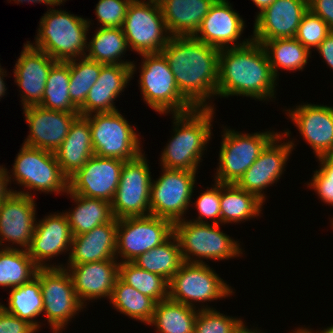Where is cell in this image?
<instances>
[{
	"mask_svg": "<svg viewBox=\"0 0 333 333\" xmlns=\"http://www.w3.org/2000/svg\"><path fill=\"white\" fill-rule=\"evenodd\" d=\"M219 52L193 36H171L161 51L180 93L195 108H214L209 101L217 94Z\"/></svg>",
	"mask_w": 333,
	"mask_h": 333,
	"instance_id": "obj_1",
	"label": "cell"
},
{
	"mask_svg": "<svg viewBox=\"0 0 333 333\" xmlns=\"http://www.w3.org/2000/svg\"><path fill=\"white\" fill-rule=\"evenodd\" d=\"M268 55L261 43L221 49L219 52L218 97L243 96L259 101L273 98L277 86Z\"/></svg>",
	"mask_w": 333,
	"mask_h": 333,
	"instance_id": "obj_2",
	"label": "cell"
},
{
	"mask_svg": "<svg viewBox=\"0 0 333 333\" xmlns=\"http://www.w3.org/2000/svg\"><path fill=\"white\" fill-rule=\"evenodd\" d=\"M214 108H194L173 114V132L161 151L160 166L165 169L197 171L207 143L212 140Z\"/></svg>",
	"mask_w": 333,
	"mask_h": 333,
	"instance_id": "obj_3",
	"label": "cell"
},
{
	"mask_svg": "<svg viewBox=\"0 0 333 333\" xmlns=\"http://www.w3.org/2000/svg\"><path fill=\"white\" fill-rule=\"evenodd\" d=\"M91 24L88 18L50 7L40 19L35 43L26 42L56 61L67 62L85 57Z\"/></svg>",
	"mask_w": 333,
	"mask_h": 333,
	"instance_id": "obj_4",
	"label": "cell"
},
{
	"mask_svg": "<svg viewBox=\"0 0 333 333\" xmlns=\"http://www.w3.org/2000/svg\"><path fill=\"white\" fill-rule=\"evenodd\" d=\"M221 224L197 223L186 218L174 223L183 262L206 263V260H228L243 254L239 241L220 229Z\"/></svg>",
	"mask_w": 333,
	"mask_h": 333,
	"instance_id": "obj_5",
	"label": "cell"
},
{
	"mask_svg": "<svg viewBox=\"0 0 333 333\" xmlns=\"http://www.w3.org/2000/svg\"><path fill=\"white\" fill-rule=\"evenodd\" d=\"M11 180L29 190H15L14 193L29 197H34L32 190L46 194L68 192V178L62 172L55 153L23 144L16 155L13 168L10 172L8 170L9 184Z\"/></svg>",
	"mask_w": 333,
	"mask_h": 333,
	"instance_id": "obj_6",
	"label": "cell"
},
{
	"mask_svg": "<svg viewBox=\"0 0 333 333\" xmlns=\"http://www.w3.org/2000/svg\"><path fill=\"white\" fill-rule=\"evenodd\" d=\"M139 86L143 100L159 114H181L195 107L180 93L162 53L141 54Z\"/></svg>",
	"mask_w": 333,
	"mask_h": 333,
	"instance_id": "obj_7",
	"label": "cell"
},
{
	"mask_svg": "<svg viewBox=\"0 0 333 333\" xmlns=\"http://www.w3.org/2000/svg\"><path fill=\"white\" fill-rule=\"evenodd\" d=\"M169 298L173 301L198 308L215 309L208 305L207 301L221 300L230 297L235 292L227 282L211 268L207 263L183 262L178 272L170 279ZM202 303L201 308L195 303Z\"/></svg>",
	"mask_w": 333,
	"mask_h": 333,
	"instance_id": "obj_8",
	"label": "cell"
},
{
	"mask_svg": "<svg viewBox=\"0 0 333 333\" xmlns=\"http://www.w3.org/2000/svg\"><path fill=\"white\" fill-rule=\"evenodd\" d=\"M224 127L214 180L222 184H236L279 132L241 133Z\"/></svg>",
	"mask_w": 333,
	"mask_h": 333,
	"instance_id": "obj_9",
	"label": "cell"
},
{
	"mask_svg": "<svg viewBox=\"0 0 333 333\" xmlns=\"http://www.w3.org/2000/svg\"><path fill=\"white\" fill-rule=\"evenodd\" d=\"M89 120L93 152L99 157L132 160L143 152L139 134L119 112L92 113Z\"/></svg>",
	"mask_w": 333,
	"mask_h": 333,
	"instance_id": "obj_10",
	"label": "cell"
},
{
	"mask_svg": "<svg viewBox=\"0 0 333 333\" xmlns=\"http://www.w3.org/2000/svg\"><path fill=\"white\" fill-rule=\"evenodd\" d=\"M122 29L129 49L139 55L161 53L171 37L158 0H132Z\"/></svg>",
	"mask_w": 333,
	"mask_h": 333,
	"instance_id": "obj_11",
	"label": "cell"
},
{
	"mask_svg": "<svg viewBox=\"0 0 333 333\" xmlns=\"http://www.w3.org/2000/svg\"><path fill=\"white\" fill-rule=\"evenodd\" d=\"M36 277L43 295L42 315L45 314L52 333H61L86 307L78 299L71 276L64 267L39 268Z\"/></svg>",
	"mask_w": 333,
	"mask_h": 333,
	"instance_id": "obj_12",
	"label": "cell"
},
{
	"mask_svg": "<svg viewBox=\"0 0 333 333\" xmlns=\"http://www.w3.org/2000/svg\"><path fill=\"white\" fill-rule=\"evenodd\" d=\"M156 180L152 179L150 215L167 219L173 224L185 219L191 206L197 171L165 169Z\"/></svg>",
	"mask_w": 333,
	"mask_h": 333,
	"instance_id": "obj_13",
	"label": "cell"
},
{
	"mask_svg": "<svg viewBox=\"0 0 333 333\" xmlns=\"http://www.w3.org/2000/svg\"><path fill=\"white\" fill-rule=\"evenodd\" d=\"M145 152L124 161L120 181L111 202L114 218L150 215L152 175Z\"/></svg>",
	"mask_w": 333,
	"mask_h": 333,
	"instance_id": "obj_14",
	"label": "cell"
},
{
	"mask_svg": "<svg viewBox=\"0 0 333 333\" xmlns=\"http://www.w3.org/2000/svg\"><path fill=\"white\" fill-rule=\"evenodd\" d=\"M174 234V224L154 215L118 219L116 259L132 262L139 255L163 244Z\"/></svg>",
	"mask_w": 333,
	"mask_h": 333,
	"instance_id": "obj_15",
	"label": "cell"
},
{
	"mask_svg": "<svg viewBox=\"0 0 333 333\" xmlns=\"http://www.w3.org/2000/svg\"><path fill=\"white\" fill-rule=\"evenodd\" d=\"M291 132L287 129L278 133L262 150L257 160L242 175L236 185L256 195L265 203L266 194L264 189L272 186L280 180L286 169V162L296 146L293 140L284 142ZM285 137V138H284ZM283 142V143H281Z\"/></svg>",
	"mask_w": 333,
	"mask_h": 333,
	"instance_id": "obj_16",
	"label": "cell"
},
{
	"mask_svg": "<svg viewBox=\"0 0 333 333\" xmlns=\"http://www.w3.org/2000/svg\"><path fill=\"white\" fill-rule=\"evenodd\" d=\"M124 161L95 154L68 179V191L88 198L112 202Z\"/></svg>",
	"mask_w": 333,
	"mask_h": 333,
	"instance_id": "obj_17",
	"label": "cell"
},
{
	"mask_svg": "<svg viewBox=\"0 0 333 333\" xmlns=\"http://www.w3.org/2000/svg\"><path fill=\"white\" fill-rule=\"evenodd\" d=\"M34 198L12 192L0 202V248H29L37 220Z\"/></svg>",
	"mask_w": 333,
	"mask_h": 333,
	"instance_id": "obj_18",
	"label": "cell"
},
{
	"mask_svg": "<svg viewBox=\"0 0 333 333\" xmlns=\"http://www.w3.org/2000/svg\"><path fill=\"white\" fill-rule=\"evenodd\" d=\"M245 27L229 0H216L193 37L219 50L240 47L252 40L249 36L241 41Z\"/></svg>",
	"mask_w": 333,
	"mask_h": 333,
	"instance_id": "obj_19",
	"label": "cell"
},
{
	"mask_svg": "<svg viewBox=\"0 0 333 333\" xmlns=\"http://www.w3.org/2000/svg\"><path fill=\"white\" fill-rule=\"evenodd\" d=\"M29 135L23 145L55 153L79 113L54 111L41 106L22 108Z\"/></svg>",
	"mask_w": 333,
	"mask_h": 333,
	"instance_id": "obj_20",
	"label": "cell"
},
{
	"mask_svg": "<svg viewBox=\"0 0 333 333\" xmlns=\"http://www.w3.org/2000/svg\"><path fill=\"white\" fill-rule=\"evenodd\" d=\"M119 264L117 259H107L65 266L62 263L60 265L55 263L54 266L64 267L68 271L77 297L86 307L90 300H98L103 297L111 299L115 282L119 277Z\"/></svg>",
	"mask_w": 333,
	"mask_h": 333,
	"instance_id": "obj_21",
	"label": "cell"
},
{
	"mask_svg": "<svg viewBox=\"0 0 333 333\" xmlns=\"http://www.w3.org/2000/svg\"><path fill=\"white\" fill-rule=\"evenodd\" d=\"M307 10L304 0H275L256 15L252 40L263 44L267 40L295 37Z\"/></svg>",
	"mask_w": 333,
	"mask_h": 333,
	"instance_id": "obj_22",
	"label": "cell"
},
{
	"mask_svg": "<svg viewBox=\"0 0 333 333\" xmlns=\"http://www.w3.org/2000/svg\"><path fill=\"white\" fill-rule=\"evenodd\" d=\"M72 240L73 234L65 213H51L39 222L36 220L27 252L40 268L55 267L50 264V259L67 251L70 254Z\"/></svg>",
	"mask_w": 333,
	"mask_h": 333,
	"instance_id": "obj_23",
	"label": "cell"
},
{
	"mask_svg": "<svg viewBox=\"0 0 333 333\" xmlns=\"http://www.w3.org/2000/svg\"><path fill=\"white\" fill-rule=\"evenodd\" d=\"M302 104L285 110V114L311 146L315 157H324L333 148V106Z\"/></svg>",
	"mask_w": 333,
	"mask_h": 333,
	"instance_id": "obj_24",
	"label": "cell"
},
{
	"mask_svg": "<svg viewBox=\"0 0 333 333\" xmlns=\"http://www.w3.org/2000/svg\"><path fill=\"white\" fill-rule=\"evenodd\" d=\"M16 62L14 82L21 89L23 108L40 106L49 72L57 61L27 42Z\"/></svg>",
	"mask_w": 333,
	"mask_h": 333,
	"instance_id": "obj_25",
	"label": "cell"
},
{
	"mask_svg": "<svg viewBox=\"0 0 333 333\" xmlns=\"http://www.w3.org/2000/svg\"><path fill=\"white\" fill-rule=\"evenodd\" d=\"M132 65H103L95 84L89 90L80 116L117 111L114 102L132 80Z\"/></svg>",
	"mask_w": 333,
	"mask_h": 333,
	"instance_id": "obj_26",
	"label": "cell"
},
{
	"mask_svg": "<svg viewBox=\"0 0 333 333\" xmlns=\"http://www.w3.org/2000/svg\"><path fill=\"white\" fill-rule=\"evenodd\" d=\"M118 219L73 236L66 264H83L116 259Z\"/></svg>",
	"mask_w": 333,
	"mask_h": 333,
	"instance_id": "obj_27",
	"label": "cell"
},
{
	"mask_svg": "<svg viewBox=\"0 0 333 333\" xmlns=\"http://www.w3.org/2000/svg\"><path fill=\"white\" fill-rule=\"evenodd\" d=\"M216 0H158L171 36H194Z\"/></svg>",
	"mask_w": 333,
	"mask_h": 333,
	"instance_id": "obj_28",
	"label": "cell"
},
{
	"mask_svg": "<svg viewBox=\"0 0 333 333\" xmlns=\"http://www.w3.org/2000/svg\"><path fill=\"white\" fill-rule=\"evenodd\" d=\"M55 155L62 172L68 179L94 155L90 124L85 116L79 115L74 120Z\"/></svg>",
	"mask_w": 333,
	"mask_h": 333,
	"instance_id": "obj_29",
	"label": "cell"
},
{
	"mask_svg": "<svg viewBox=\"0 0 333 333\" xmlns=\"http://www.w3.org/2000/svg\"><path fill=\"white\" fill-rule=\"evenodd\" d=\"M122 27L96 29L93 37L87 42L85 57L104 65H132V78L137 70L134 61H124L128 49ZM120 58V59H119ZM134 62V63H133Z\"/></svg>",
	"mask_w": 333,
	"mask_h": 333,
	"instance_id": "obj_30",
	"label": "cell"
},
{
	"mask_svg": "<svg viewBox=\"0 0 333 333\" xmlns=\"http://www.w3.org/2000/svg\"><path fill=\"white\" fill-rule=\"evenodd\" d=\"M66 195H70V198L76 203L73 210L64 211L73 236L87 233L114 218L111 203L108 201L88 198L69 191Z\"/></svg>",
	"mask_w": 333,
	"mask_h": 333,
	"instance_id": "obj_31",
	"label": "cell"
},
{
	"mask_svg": "<svg viewBox=\"0 0 333 333\" xmlns=\"http://www.w3.org/2000/svg\"><path fill=\"white\" fill-rule=\"evenodd\" d=\"M220 203L221 224H236L258 217L264 205L256 195L244 191L236 184L222 183Z\"/></svg>",
	"mask_w": 333,
	"mask_h": 333,
	"instance_id": "obj_32",
	"label": "cell"
},
{
	"mask_svg": "<svg viewBox=\"0 0 333 333\" xmlns=\"http://www.w3.org/2000/svg\"><path fill=\"white\" fill-rule=\"evenodd\" d=\"M199 309L167 298L156 303L152 320L157 333H194Z\"/></svg>",
	"mask_w": 333,
	"mask_h": 333,
	"instance_id": "obj_33",
	"label": "cell"
},
{
	"mask_svg": "<svg viewBox=\"0 0 333 333\" xmlns=\"http://www.w3.org/2000/svg\"><path fill=\"white\" fill-rule=\"evenodd\" d=\"M0 306L6 312L28 321L40 331L42 323L36 320L43 313V295L39 279L34 277L27 283L11 288L8 307L2 303H0Z\"/></svg>",
	"mask_w": 333,
	"mask_h": 333,
	"instance_id": "obj_34",
	"label": "cell"
},
{
	"mask_svg": "<svg viewBox=\"0 0 333 333\" xmlns=\"http://www.w3.org/2000/svg\"><path fill=\"white\" fill-rule=\"evenodd\" d=\"M132 263L140 269L160 275L169 282L183 264L177 237L173 234L163 244L139 255Z\"/></svg>",
	"mask_w": 333,
	"mask_h": 333,
	"instance_id": "obj_35",
	"label": "cell"
},
{
	"mask_svg": "<svg viewBox=\"0 0 333 333\" xmlns=\"http://www.w3.org/2000/svg\"><path fill=\"white\" fill-rule=\"evenodd\" d=\"M262 45L277 79L280 68L284 71H303L312 53L295 37L267 40Z\"/></svg>",
	"mask_w": 333,
	"mask_h": 333,
	"instance_id": "obj_36",
	"label": "cell"
},
{
	"mask_svg": "<svg viewBox=\"0 0 333 333\" xmlns=\"http://www.w3.org/2000/svg\"><path fill=\"white\" fill-rule=\"evenodd\" d=\"M109 303L121 314L148 325L157 302L118 277Z\"/></svg>",
	"mask_w": 333,
	"mask_h": 333,
	"instance_id": "obj_37",
	"label": "cell"
},
{
	"mask_svg": "<svg viewBox=\"0 0 333 333\" xmlns=\"http://www.w3.org/2000/svg\"><path fill=\"white\" fill-rule=\"evenodd\" d=\"M40 267L20 248H0V286L14 288L36 277Z\"/></svg>",
	"mask_w": 333,
	"mask_h": 333,
	"instance_id": "obj_38",
	"label": "cell"
},
{
	"mask_svg": "<svg viewBox=\"0 0 333 333\" xmlns=\"http://www.w3.org/2000/svg\"><path fill=\"white\" fill-rule=\"evenodd\" d=\"M69 61H57L49 72L41 107L61 112L79 113L69 95Z\"/></svg>",
	"mask_w": 333,
	"mask_h": 333,
	"instance_id": "obj_39",
	"label": "cell"
},
{
	"mask_svg": "<svg viewBox=\"0 0 333 333\" xmlns=\"http://www.w3.org/2000/svg\"><path fill=\"white\" fill-rule=\"evenodd\" d=\"M119 278L157 303L169 298L168 281L158 274L138 268L132 262L119 264Z\"/></svg>",
	"mask_w": 333,
	"mask_h": 333,
	"instance_id": "obj_40",
	"label": "cell"
},
{
	"mask_svg": "<svg viewBox=\"0 0 333 333\" xmlns=\"http://www.w3.org/2000/svg\"><path fill=\"white\" fill-rule=\"evenodd\" d=\"M103 65L87 57L69 61V95L78 109L85 103L89 90L97 81Z\"/></svg>",
	"mask_w": 333,
	"mask_h": 333,
	"instance_id": "obj_41",
	"label": "cell"
},
{
	"mask_svg": "<svg viewBox=\"0 0 333 333\" xmlns=\"http://www.w3.org/2000/svg\"><path fill=\"white\" fill-rule=\"evenodd\" d=\"M243 324L242 318L224 315L216 309H199L194 333H236Z\"/></svg>",
	"mask_w": 333,
	"mask_h": 333,
	"instance_id": "obj_42",
	"label": "cell"
},
{
	"mask_svg": "<svg viewBox=\"0 0 333 333\" xmlns=\"http://www.w3.org/2000/svg\"><path fill=\"white\" fill-rule=\"evenodd\" d=\"M330 27L311 10H307L298 26L295 38L303 44L310 52L328 36Z\"/></svg>",
	"mask_w": 333,
	"mask_h": 333,
	"instance_id": "obj_43",
	"label": "cell"
},
{
	"mask_svg": "<svg viewBox=\"0 0 333 333\" xmlns=\"http://www.w3.org/2000/svg\"><path fill=\"white\" fill-rule=\"evenodd\" d=\"M200 194L201 195L196 198V201L193 204L198 210L199 216L196 219H190V221L209 223L207 219L210 218V221H212L210 223L221 224V183L215 181L214 185L212 184V187H207L206 191Z\"/></svg>",
	"mask_w": 333,
	"mask_h": 333,
	"instance_id": "obj_44",
	"label": "cell"
},
{
	"mask_svg": "<svg viewBox=\"0 0 333 333\" xmlns=\"http://www.w3.org/2000/svg\"><path fill=\"white\" fill-rule=\"evenodd\" d=\"M132 0H99L95 14L100 28H120Z\"/></svg>",
	"mask_w": 333,
	"mask_h": 333,
	"instance_id": "obj_45",
	"label": "cell"
},
{
	"mask_svg": "<svg viewBox=\"0 0 333 333\" xmlns=\"http://www.w3.org/2000/svg\"><path fill=\"white\" fill-rule=\"evenodd\" d=\"M317 160L320 169L314 171L307 188H312L322 202L333 206V165L325 157Z\"/></svg>",
	"mask_w": 333,
	"mask_h": 333,
	"instance_id": "obj_46",
	"label": "cell"
},
{
	"mask_svg": "<svg viewBox=\"0 0 333 333\" xmlns=\"http://www.w3.org/2000/svg\"><path fill=\"white\" fill-rule=\"evenodd\" d=\"M38 330L28 321L20 319L0 306V333H36Z\"/></svg>",
	"mask_w": 333,
	"mask_h": 333,
	"instance_id": "obj_47",
	"label": "cell"
},
{
	"mask_svg": "<svg viewBox=\"0 0 333 333\" xmlns=\"http://www.w3.org/2000/svg\"><path fill=\"white\" fill-rule=\"evenodd\" d=\"M308 9L326 22L333 31V0H311Z\"/></svg>",
	"mask_w": 333,
	"mask_h": 333,
	"instance_id": "obj_48",
	"label": "cell"
},
{
	"mask_svg": "<svg viewBox=\"0 0 333 333\" xmlns=\"http://www.w3.org/2000/svg\"><path fill=\"white\" fill-rule=\"evenodd\" d=\"M321 55L328 67L333 70V31L315 49Z\"/></svg>",
	"mask_w": 333,
	"mask_h": 333,
	"instance_id": "obj_49",
	"label": "cell"
},
{
	"mask_svg": "<svg viewBox=\"0 0 333 333\" xmlns=\"http://www.w3.org/2000/svg\"><path fill=\"white\" fill-rule=\"evenodd\" d=\"M8 184V170L4 166L0 169V202L14 191V189L8 187Z\"/></svg>",
	"mask_w": 333,
	"mask_h": 333,
	"instance_id": "obj_50",
	"label": "cell"
},
{
	"mask_svg": "<svg viewBox=\"0 0 333 333\" xmlns=\"http://www.w3.org/2000/svg\"><path fill=\"white\" fill-rule=\"evenodd\" d=\"M11 1H14L15 3H17V4H19V3H23V2H28V4L29 3H44L45 5H47V6H53V7H55V6H60L61 5V3H60V1L59 0H10V2Z\"/></svg>",
	"mask_w": 333,
	"mask_h": 333,
	"instance_id": "obj_51",
	"label": "cell"
},
{
	"mask_svg": "<svg viewBox=\"0 0 333 333\" xmlns=\"http://www.w3.org/2000/svg\"><path fill=\"white\" fill-rule=\"evenodd\" d=\"M7 71L5 70V68L3 69V67L0 66V99L5 96L7 87H6V83L4 81L3 77L7 76Z\"/></svg>",
	"mask_w": 333,
	"mask_h": 333,
	"instance_id": "obj_52",
	"label": "cell"
},
{
	"mask_svg": "<svg viewBox=\"0 0 333 333\" xmlns=\"http://www.w3.org/2000/svg\"><path fill=\"white\" fill-rule=\"evenodd\" d=\"M259 9V11L256 13H260L263 9L270 6L275 0H251Z\"/></svg>",
	"mask_w": 333,
	"mask_h": 333,
	"instance_id": "obj_53",
	"label": "cell"
},
{
	"mask_svg": "<svg viewBox=\"0 0 333 333\" xmlns=\"http://www.w3.org/2000/svg\"><path fill=\"white\" fill-rule=\"evenodd\" d=\"M248 326H246L245 324H243L237 331L236 333H266V332H261L262 330H258L257 327H255L256 329H249L247 328Z\"/></svg>",
	"mask_w": 333,
	"mask_h": 333,
	"instance_id": "obj_54",
	"label": "cell"
},
{
	"mask_svg": "<svg viewBox=\"0 0 333 333\" xmlns=\"http://www.w3.org/2000/svg\"><path fill=\"white\" fill-rule=\"evenodd\" d=\"M297 328L295 329V331L293 330V332H291V333H313L312 332L313 329H308L306 327L305 328L304 327H297Z\"/></svg>",
	"mask_w": 333,
	"mask_h": 333,
	"instance_id": "obj_55",
	"label": "cell"
},
{
	"mask_svg": "<svg viewBox=\"0 0 333 333\" xmlns=\"http://www.w3.org/2000/svg\"><path fill=\"white\" fill-rule=\"evenodd\" d=\"M313 333H333V325L327 327V328H324L323 330H316V331H312Z\"/></svg>",
	"mask_w": 333,
	"mask_h": 333,
	"instance_id": "obj_56",
	"label": "cell"
},
{
	"mask_svg": "<svg viewBox=\"0 0 333 333\" xmlns=\"http://www.w3.org/2000/svg\"><path fill=\"white\" fill-rule=\"evenodd\" d=\"M324 157L333 165V148Z\"/></svg>",
	"mask_w": 333,
	"mask_h": 333,
	"instance_id": "obj_57",
	"label": "cell"
},
{
	"mask_svg": "<svg viewBox=\"0 0 333 333\" xmlns=\"http://www.w3.org/2000/svg\"><path fill=\"white\" fill-rule=\"evenodd\" d=\"M61 4H63L64 2H66L67 0H59Z\"/></svg>",
	"mask_w": 333,
	"mask_h": 333,
	"instance_id": "obj_58",
	"label": "cell"
},
{
	"mask_svg": "<svg viewBox=\"0 0 333 333\" xmlns=\"http://www.w3.org/2000/svg\"><path fill=\"white\" fill-rule=\"evenodd\" d=\"M330 222H331V224H332L331 226L333 227V218L331 219V221H330Z\"/></svg>",
	"mask_w": 333,
	"mask_h": 333,
	"instance_id": "obj_59",
	"label": "cell"
}]
</instances>
